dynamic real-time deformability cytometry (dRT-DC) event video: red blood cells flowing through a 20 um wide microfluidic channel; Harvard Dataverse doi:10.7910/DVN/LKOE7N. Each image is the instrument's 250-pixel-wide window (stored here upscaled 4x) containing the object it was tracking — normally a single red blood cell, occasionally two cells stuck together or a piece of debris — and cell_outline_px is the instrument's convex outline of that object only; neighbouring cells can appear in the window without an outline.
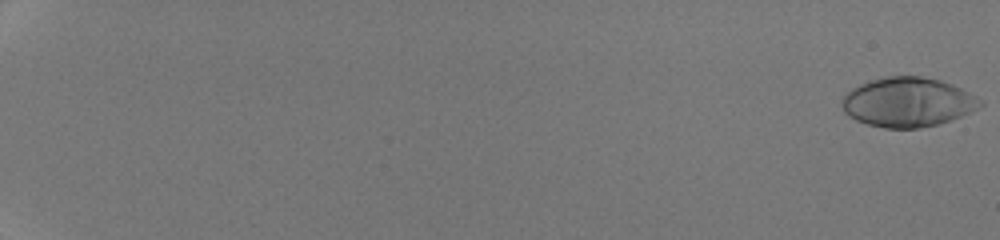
{"species": "human", "species_latin": "Homo sapiens", "temperature_condition": "room temperature", "stored_images_in_passage": 53, "camera_frame_rate_fps": 3000, "um_per_image_px": 0.085, "donor": {"sex": "male"}, "frame": {"image": 1, "passage_image": 1, "time_ms": 0.0, "image_size_px": [1000, 240], "cell_outline_px": [[984, 104], [952, 120], [920, 128], [884, 128], [868, 124], [856, 120], [848, 116], [844, 112], [840, 104], [840, 100], [852, 88], [868, 80], [884, 76], [920, 76], [940, 80], [952, 84], [976, 96]], "centroid_in_image_um": [77.11, 8.68], "position_along_channel_um": 7.9, "area_um2": 39.82}}
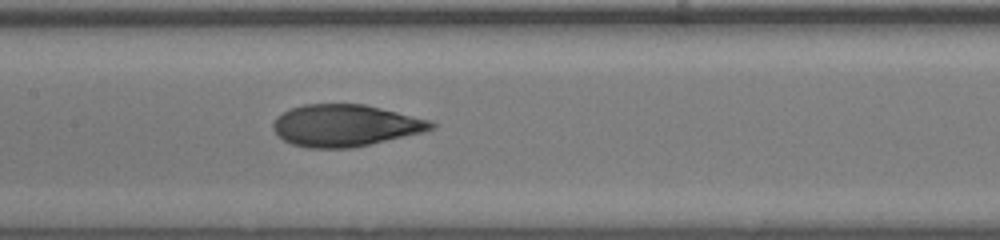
{"frame": {"image": 2, "passage_image": 31, "time_ms": 10.0, "image_size_px": [1000, 240], "cell_outline_px": [[436, 128], [424, 132], [352, 148], [308, 148], [292, 144], [276, 136], [272, 128], [272, 124], [276, 116], [292, 108], [304, 104], [364, 104], [432, 120], [436, 124]], "centroid_in_image_um": [29.34, 10.67], "position_along_channel_um": 178.1, "area_um2": 38.78}}
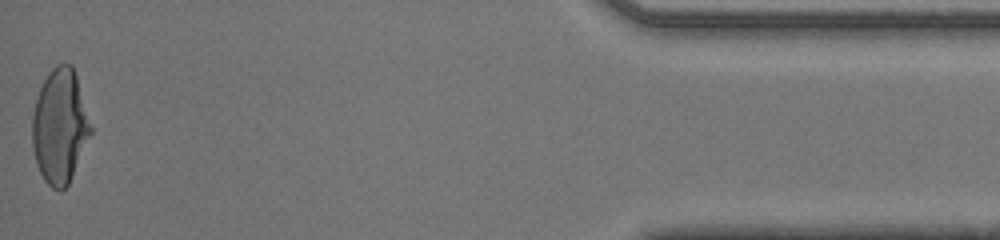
{"frame": {"image": 3, "passage_image": 53, "time_ms": 17.333, "image_size_px": [1000, 240], "cell_outline_px": [[92, 132], [68, 184], [60, 192], [52, 188], [44, 180], [36, 164], [32, 144], [32, 116], [36, 100], [40, 88], [48, 72], [56, 64], [72, 64], [76, 76], [92, 128]], "centroid_in_image_um": [5.07, 10.74], "position_along_channel_um": 430.1, "area_um2": 38.67}, "authors_computed_cell_mechanics": {"area_um2": 38.148, "velocity_mm_per_s": 4.3095, "shape_relaxation_time_tau1_ms": null, "shape_relaxation_time_tau2_ms": 0.7341, "deformation_change_tau1": null, "deformation_change_tau2": 0.068}}